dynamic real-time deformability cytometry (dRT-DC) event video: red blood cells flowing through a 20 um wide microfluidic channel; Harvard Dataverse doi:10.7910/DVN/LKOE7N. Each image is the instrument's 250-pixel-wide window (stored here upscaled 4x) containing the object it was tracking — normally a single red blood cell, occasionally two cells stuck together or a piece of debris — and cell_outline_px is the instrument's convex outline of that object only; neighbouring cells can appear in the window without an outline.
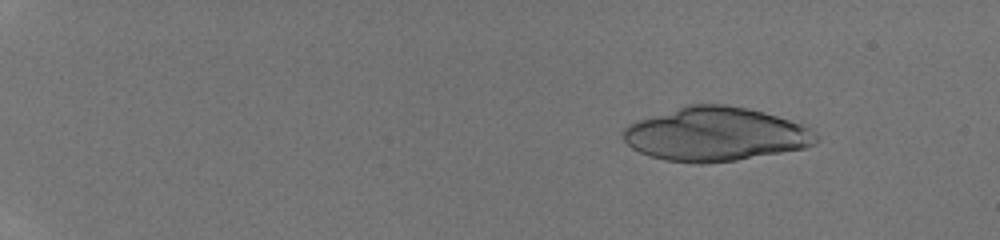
{"species": "human", "species_latin": "Homo sapiens", "temperature_condition": "room temperature", "stored_images_in_passage": 21, "camera_frame_rate_fps": 3000, "um_per_image_px": 0.085, "donor": {"sex": "male"}, "frame": {"image": 1, "passage_image": 2, "time_ms": 0.333, "image_size_px": [1000, 240], "cell_outline_px": [[820, 140], [816, 144], [804, 148], [736, 160], [700, 164], [696, 164], [664, 160], [648, 156], [632, 148], [620, 136], [624, 128], [628, 124], [636, 120], [688, 104], [724, 104], [748, 108], [764, 112], [800, 124], [808, 128], [820, 136]], "centroid_in_image_um": [60.78, 11.41], "position_along_channel_um": 24.2, "area_um2": 60.75}}